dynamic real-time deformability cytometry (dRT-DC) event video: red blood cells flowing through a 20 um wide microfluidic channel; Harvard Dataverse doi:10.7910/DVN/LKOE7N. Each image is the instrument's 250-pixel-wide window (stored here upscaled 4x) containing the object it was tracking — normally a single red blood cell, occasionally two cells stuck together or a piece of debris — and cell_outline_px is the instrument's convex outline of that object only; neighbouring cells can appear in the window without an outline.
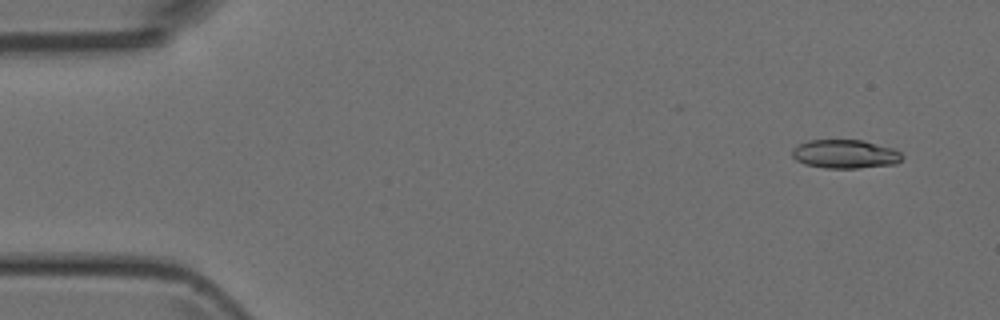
{"species": "Egyptian fruit bat (a non-hibernating species)", "species_latin": "Rousettus aegyptiacus", "temperature_condition": "room temperature", "stored_images_in_passage": 5, "camera_frame_rate_fps": 3000, "um_per_image_px": 0.085, "animal": {"sex": "female"}, "frame": {"image": 1, "passage_image": 1, "time_ms": 0.0, "image_size_px": [1000, 320], "cell_outline_px": [[904, 156], [896, 164], [856, 168], [824, 168], [804, 164], [796, 160], [792, 156], [792, 148], [808, 140], [864, 140], [896, 148]], "centroid_in_image_um": [71.86, 13.09], "position_along_channel_um": 13.1, "area_um2": 18.61}}
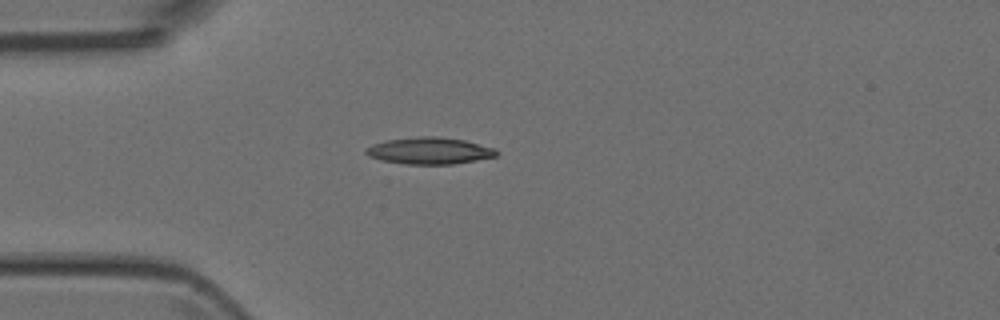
{"frame": {"image": 2, "passage_image": 4, "time_ms": 3.333, "image_size_px": [1000, 320], "cell_outline_px": [[500, 152], [496, 156], [476, 160], [452, 164], [404, 164], [380, 160], [368, 156], [364, 152], [364, 148], [372, 144], [384, 140], [420, 136], [440, 136], [464, 140], [496, 148]], "centroid_in_image_um": [36.48, 12.81], "position_along_channel_um": 48.5, "area_um2": 20.63}}